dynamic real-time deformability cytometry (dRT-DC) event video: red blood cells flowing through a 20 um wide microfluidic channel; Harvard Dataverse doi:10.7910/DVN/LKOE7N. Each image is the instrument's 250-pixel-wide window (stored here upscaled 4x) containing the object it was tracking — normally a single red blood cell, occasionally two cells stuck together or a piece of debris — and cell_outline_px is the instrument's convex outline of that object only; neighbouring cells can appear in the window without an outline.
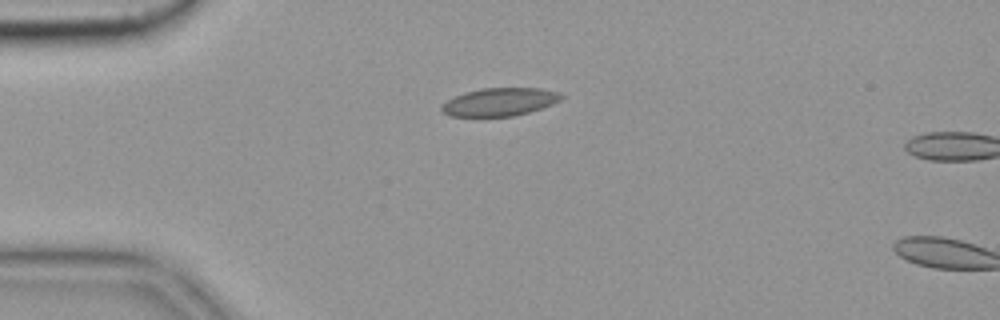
{"species": "common noctule bat (a hibernating species)", "species_latin": "Nyctalus noctula", "temperature_condition": "cold", "stored_images_in_passage": 16, "camera_frame_rate_fps": 3000, "um_per_image_px": 0.085, "animal": {"sex": "female", "body_mass_g": 19.9}, "frame": {"image": 1, "passage_image": 14, "time_ms": 4.333, "image_size_px": [1000, 320], "cell_outline_px": [[564, 96], [560, 100], [552, 104], [528, 112], [512, 116], [448, 116], [440, 112], [440, 104], [464, 92], [480, 88], [540, 88], [560, 92]], "centroid_in_image_um": [42.43, 8.66], "position_along_channel_um": 42.6, "area_um2": 19.59}}